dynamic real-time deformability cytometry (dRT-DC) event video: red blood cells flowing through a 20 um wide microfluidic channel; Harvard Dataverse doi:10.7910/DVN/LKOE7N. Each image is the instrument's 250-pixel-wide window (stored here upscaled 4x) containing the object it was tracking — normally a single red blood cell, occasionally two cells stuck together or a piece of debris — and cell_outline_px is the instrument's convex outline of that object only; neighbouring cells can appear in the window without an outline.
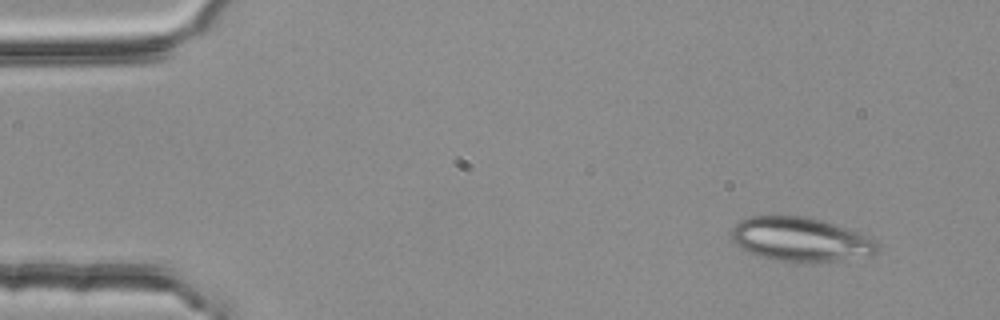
{"species": "common noctule bat (a hibernating species)", "species_latin": "Nyctalus noctula", "temperature_condition": "room temperature", "stored_images_in_passage": 3, "camera_frame_rate_fps": 3000, "um_per_image_px": 0.085, "animal": {"sex": "female", "body_mass_g": 25.1}, "frame": {"image": 1, "passage_image": 1, "time_ms": 0.0, "image_size_px": [1000, 320], "cell_outline_px": [[880, 248], [876, 256], [804, 264], [796, 264], [776, 260], [740, 248], [732, 240], [732, 228], [740, 220], [748, 216], [804, 216], [836, 224], [872, 236], [876, 240]], "centroid_in_image_um": [68.15, 20.37], "position_along_channel_um": 16.9, "area_um2": 38.26}}